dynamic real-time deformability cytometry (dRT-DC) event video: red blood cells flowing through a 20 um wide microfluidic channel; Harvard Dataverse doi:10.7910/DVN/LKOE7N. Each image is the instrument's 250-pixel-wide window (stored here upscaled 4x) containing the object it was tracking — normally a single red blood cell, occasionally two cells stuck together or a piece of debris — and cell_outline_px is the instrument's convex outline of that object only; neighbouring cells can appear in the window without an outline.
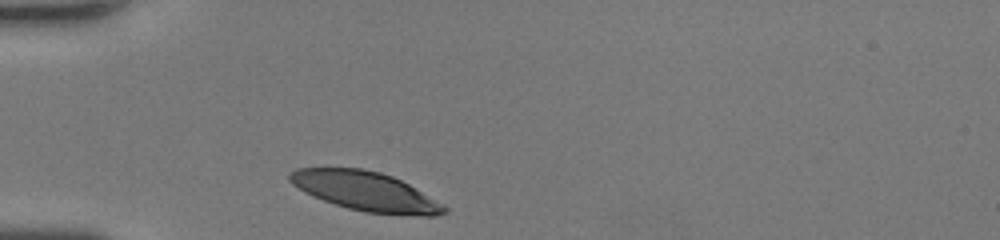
{"species": "human", "species_latin": "Homo sapiens", "temperature_condition": "room temperature", "stored_images_in_passage": 26, "camera_frame_rate_fps": 3000, "um_per_image_px": 0.085, "donor": {"sex": "female"}, "frame": {"image": 1, "passage_image": 1, "time_ms": 0.0, "image_size_px": [1000, 240], "cell_outline_px": [[448, 212], [436, 216], [420, 216], [364, 212], [348, 208], [324, 200], [304, 192], [292, 184], [288, 180], [288, 172], [296, 168], [364, 168], [380, 172], [392, 176], [408, 184], [444, 204], [448, 208]], "centroid_in_image_um": [31.08, 16.26], "position_along_channel_um": 53.9, "area_um2": 35.32}}
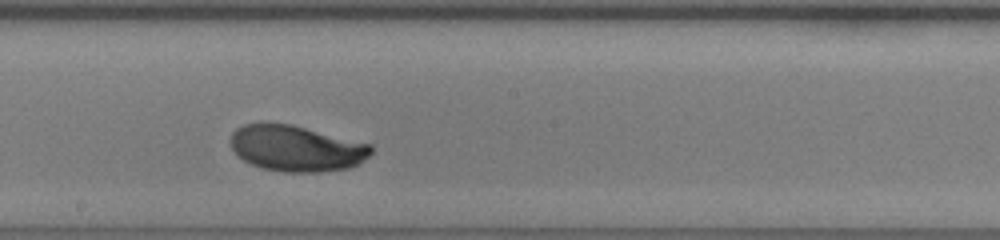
{"frame": {"image": 2, "passage_image": 14, "time_ms": 4.333, "image_size_px": [1000, 240], "cell_outline_px": [[372, 152], [364, 160], [348, 168], [320, 172], [284, 172], [260, 168], [244, 160], [232, 148], [232, 132], [236, 128], [244, 124], [292, 124], [372, 144]], "centroid_in_image_um": [25.22, 12.62], "position_along_channel_um": 223.0, "area_um2": 37.4}}
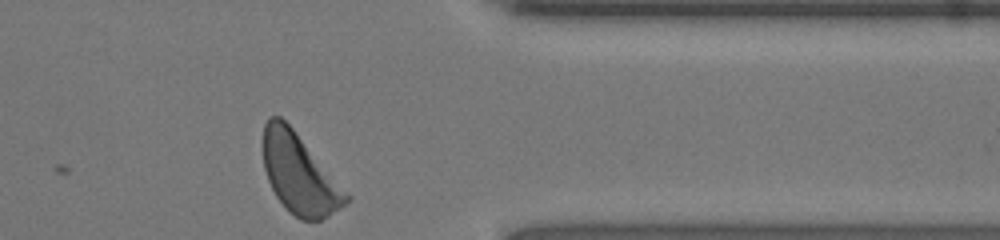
{"frame": {"image": 3, "passage_image": 26, "time_ms": 8.333, "image_size_px": [1000, 240], "cell_outline_px": [[352, 200], [328, 216], [320, 220], [300, 220], [288, 212], [284, 208], [276, 196], [268, 180], [264, 168], [260, 144], [264, 124], [268, 116], [280, 116], [292, 128], [352, 196]], "centroid_in_image_um": [25.42, 14.78], "position_along_channel_um": 386.0, "area_um2": 39.13}, "authors_computed_cell_mechanics": {"area_um2": 37.5411, "velocity_mm_per_s": 4.2994, "shape_relaxation_time_tau1_ms": 3.4263, "shape_relaxation_time_tau2_ms": null, "deformation_change_tau1": 0.1726, "deformation_change_tau2": null}}